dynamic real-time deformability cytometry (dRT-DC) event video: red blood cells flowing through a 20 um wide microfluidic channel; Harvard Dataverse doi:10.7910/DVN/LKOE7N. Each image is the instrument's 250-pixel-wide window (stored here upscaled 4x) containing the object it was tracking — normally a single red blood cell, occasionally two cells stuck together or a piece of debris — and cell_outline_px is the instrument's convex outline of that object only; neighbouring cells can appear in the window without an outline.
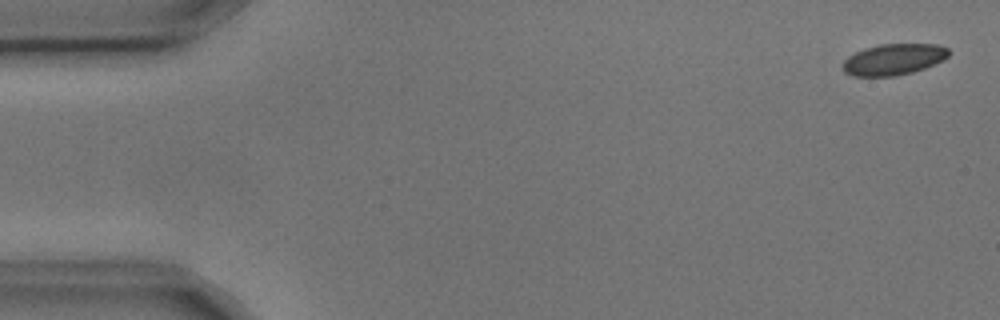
{"species": "common noctule bat (a hibernating species)", "species_latin": "Nyctalus noctula", "temperature_condition": "cold", "stored_images_in_passage": 5, "camera_frame_rate_fps": 3000, "um_per_image_px": 0.085, "animal": {"sex": "male", "body_mass_g": 17.9, "forearm_length_mm": 54.2}, "frame": {"image": 1, "passage_image": 1, "time_ms": 0.0, "image_size_px": [1000, 320], "cell_outline_px": [[952, 52], [944, 60], [924, 68], [912, 72], [896, 76], [852, 76], [844, 72], [844, 60], [848, 56], [864, 48], [880, 44], [940, 44], [948, 48]], "centroid_in_image_um": [76.0, 5.04], "position_along_channel_um": 9.0, "area_um2": 19.36}}
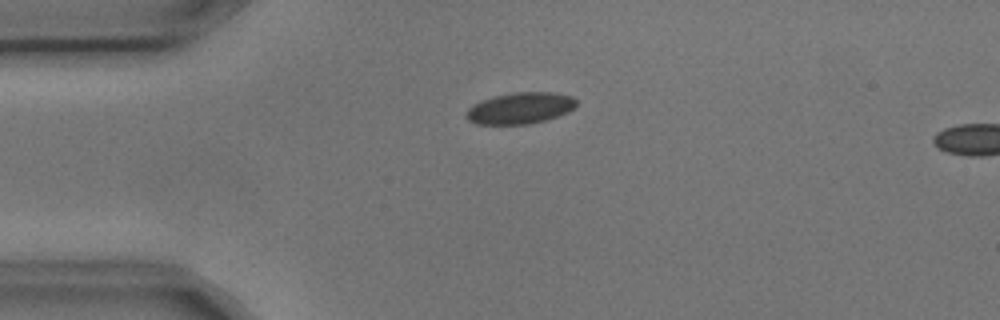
{"frame": {"image": 2, "passage_image": 4, "time_ms": 1.0, "image_size_px": [1000, 320], "cell_outline_px": [[576, 104], [568, 112], [544, 120], [528, 124], [476, 124], [468, 120], [464, 116], [468, 108], [472, 104], [480, 100], [496, 96], [516, 92], [552, 92], [572, 96], [576, 100]], "centroid_in_image_um": [44.17, 9.19], "position_along_channel_um": 40.8, "area_um2": 20.06}}